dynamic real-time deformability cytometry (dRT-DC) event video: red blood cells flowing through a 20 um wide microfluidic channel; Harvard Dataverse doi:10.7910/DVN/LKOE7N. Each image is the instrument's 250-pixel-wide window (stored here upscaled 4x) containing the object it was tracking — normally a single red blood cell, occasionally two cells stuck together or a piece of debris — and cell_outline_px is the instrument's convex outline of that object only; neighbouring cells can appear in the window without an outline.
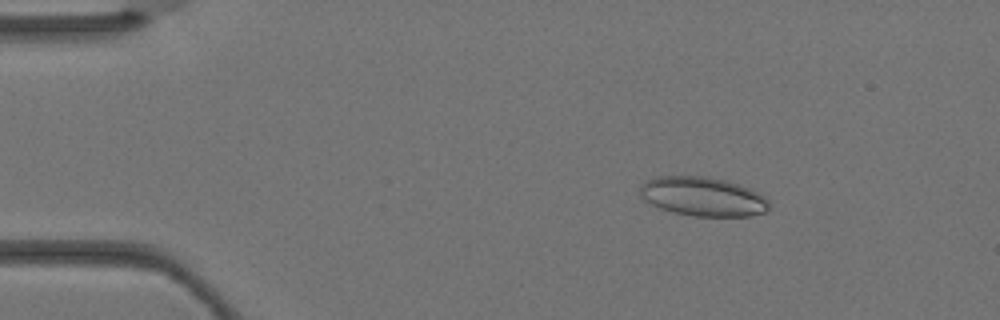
{"species": "Egyptian fruit bat (a non-hibernating species)", "species_latin": "Rousettus aegyptiacus", "temperature_condition": "warm", "stored_images_in_passage": 2, "camera_frame_rate_fps": 3000, "um_per_image_px": 0.085, "animal": {"sex": "female"}, "frame": {"image": 1, "passage_image": 1, "time_ms": 0.0, "image_size_px": [1000, 320], "cell_outline_px": [[772, 208], [768, 212], [752, 216], [696, 216], [672, 212], [660, 208], [644, 200], [640, 196], [640, 184], [644, 180], [656, 176], [708, 176], [728, 180], [752, 188], [760, 192], [768, 200]], "centroid_in_image_um": [59.79, 16.7], "position_along_channel_um": 25.2, "area_um2": 30.17}}